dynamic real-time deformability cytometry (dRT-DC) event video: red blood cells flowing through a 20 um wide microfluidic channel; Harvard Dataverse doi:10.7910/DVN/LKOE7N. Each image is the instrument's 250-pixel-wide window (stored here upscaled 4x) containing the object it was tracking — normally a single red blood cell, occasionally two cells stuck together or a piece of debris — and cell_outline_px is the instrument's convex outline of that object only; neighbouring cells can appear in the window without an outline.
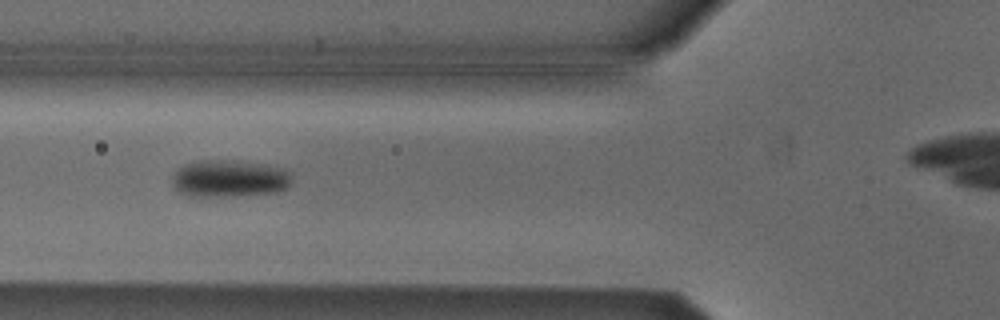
{"species": "Egyptian fruit bat (a non-hibernating species)", "species_latin": "Rousettus aegyptiacus", "temperature_condition": "cold", "stored_images_in_passage": 10, "camera_frame_rate_fps": 3000, "um_per_image_px": 0.085, "animal": {"sex": "male"}, "frame": {"image": 1, "passage_image": 5, "time_ms": 1.333, "image_size_px": [1000, 320], "cell_outline_px": [[288, 188], [276, 192], [232, 196], [188, 196], [180, 192], [172, 184], [172, 176], [176, 168], [192, 160], [236, 160], [268, 164], [280, 168], [288, 172]], "centroid_in_image_um": [19.41, 15.15], "position_along_channel_um": 106.4, "area_um2": 26.07}}
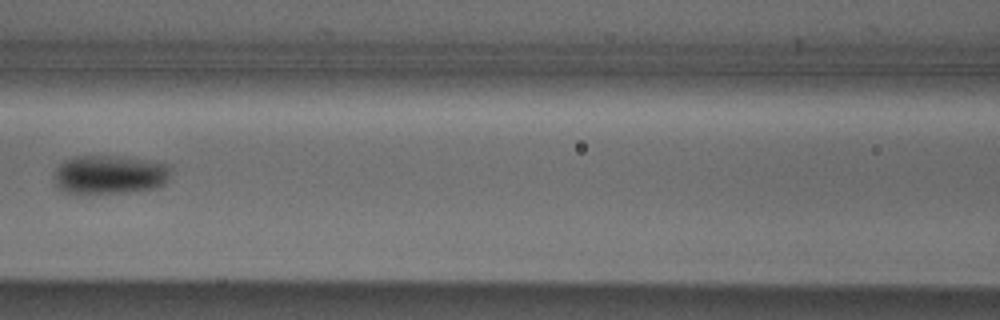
{"frame": {"image": 2, "passage_image": 6, "time_ms": 1.667, "image_size_px": [1000, 320], "cell_outline_px": [[172, 168], [168, 180], [164, 184], [152, 188], [124, 192], [84, 196], [64, 192], [56, 188], [52, 180], [56, 168], [64, 160], [76, 156], [120, 156], [148, 160], [168, 164]], "centroid_in_image_um": [9.25, 14.87], "position_along_channel_um": 157.4, "area_um2": 27.28}}
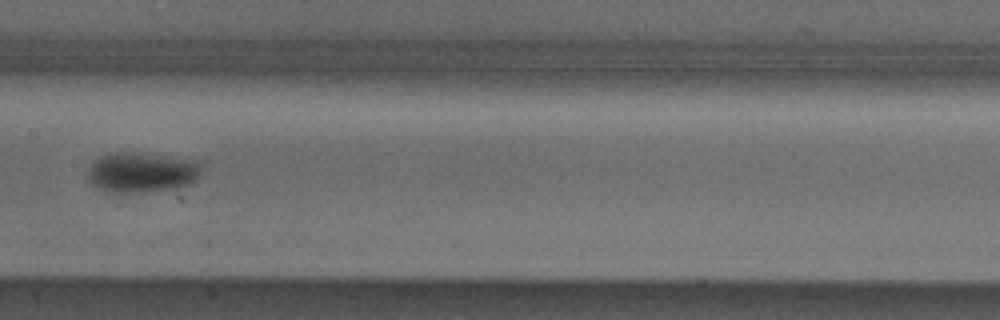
{"frame": {"image": 3, "passage_image": 7, "time_ms": 2.0, "image_size_px": [1000, 320], "cell_outline_px": [[200, 172], [196, 180], [188, 184], [176, 188], [128, 192], [104, 192], [92, 184], [88, 180], [88, 164], [100, 156], [108, 152], [132, 152], [200, 160]], "centroid_in_image_um": [11.99, 14.62], "position_along_channel_um": 195.4, "area_um2": 26.7}}